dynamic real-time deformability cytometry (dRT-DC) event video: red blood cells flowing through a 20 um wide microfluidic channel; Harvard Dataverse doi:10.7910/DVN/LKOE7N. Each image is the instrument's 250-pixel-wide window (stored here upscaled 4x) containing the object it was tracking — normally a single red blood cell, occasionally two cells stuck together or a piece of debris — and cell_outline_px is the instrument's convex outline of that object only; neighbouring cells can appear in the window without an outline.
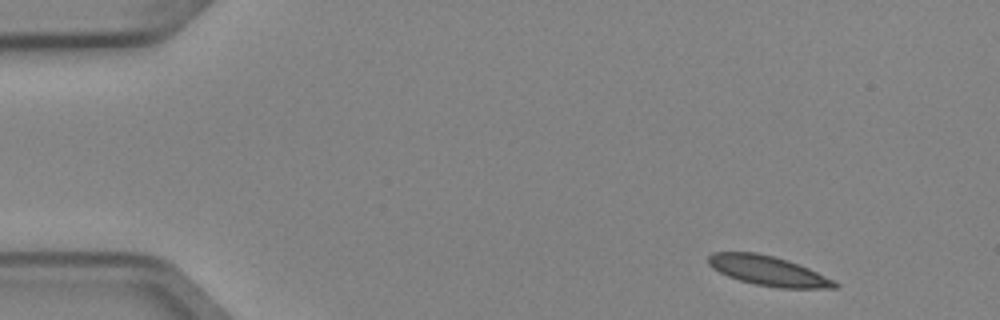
{"species": "Egyptian fruit bat (a non-hibernating species)", "species_latin": "Rousettus aegyptiacus", "temperature_condition": "cold", "stored_images_in_passage": 4, "camera_frame_rate_fps": 3000, "um_per_image_px": 0.085, "animal": {"sex": "female"}, "frame": {"image": 1, "passage_image": 1, "time_ms": 0.0, "image_size_px": [1000, 320], "cell_outline_px": [[840, 284], [836, 288], [780, 288], [756, 284], [740, 280], [728, 276], [712, 268], [708, 264], [708, 256], [712, 252], [756, 252], [788, 260], [808, 268], [836, 280]], "centroid_in_image_um": [65.31, 23.02], "position_along_channel_um": 19.7, "area_um2": 21.85}}
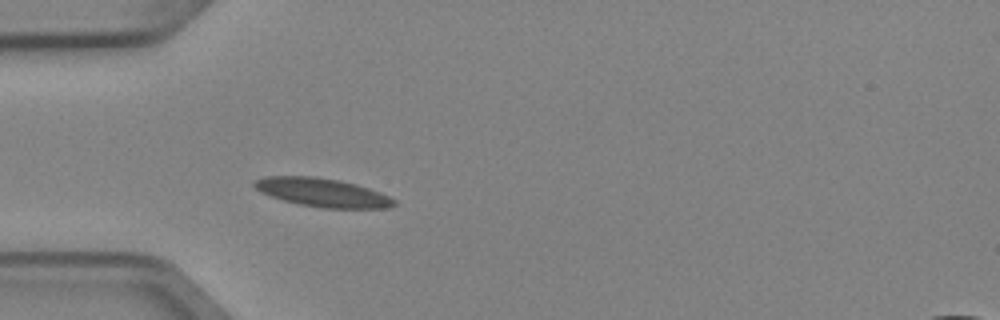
{"frame": {"image": 2, "passage_image": 4, "time_ms": 1.0, "image_size_px": [1000, 320], "cell_outline_px": [[396, 204], [388, 208], [324, 208], [300, 204], [284, 200], [260, 192], [252, 184], [252, 180], [264, 176], [312, 176], [340, 180], [356, 184], [380, 192], [396, 200]], "centroid_in_image_um": [27.39, 16.35], "position_along_channel_um": 57.6, "area_um2": 23.24}}